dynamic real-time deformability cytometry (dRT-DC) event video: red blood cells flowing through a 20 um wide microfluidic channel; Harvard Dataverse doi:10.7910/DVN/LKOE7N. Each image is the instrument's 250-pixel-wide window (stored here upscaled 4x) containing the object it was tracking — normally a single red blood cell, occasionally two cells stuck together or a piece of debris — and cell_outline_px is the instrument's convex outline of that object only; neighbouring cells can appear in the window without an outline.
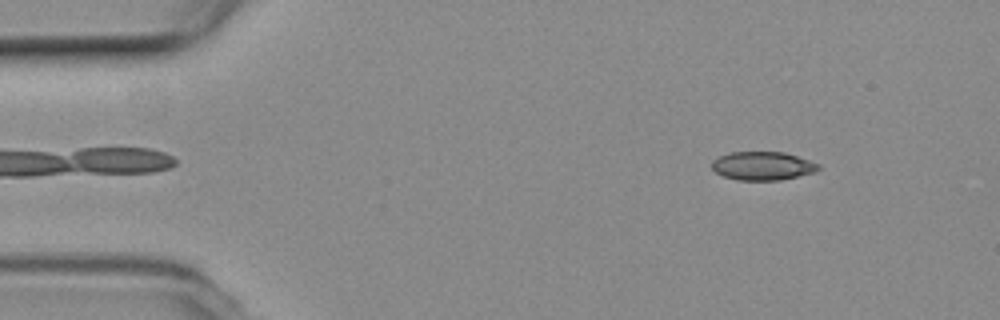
{"species": "common noctule bat (a hibernating species)", "species_latin": "Nyctalus noctula", "temperature_condition": "room temperature", "stored_images_in_passage": 45, "camera_frame_rate_fps": 3000, "um_per_image_px": 0.085, "animal": {"sex": "female", "body_mass_g": 19.3, "forearm_length_mm": 54.1}, "frame": {"image": 1, "passage_image": 6, "time_ms": 1.667, "image_size_px": [1000, 320], "cell_outline_px": [[820, 168], [812, 172], [780, 180], [736, 180], [724, 176], [716, 172], [712, 168], [712, 160], [728, 152], [784, 152], [820, 164]], "centroid_in_image_um": [64.78, 14.09], "position_along_channel_um": 20.2, "area_um2": 17.51}}
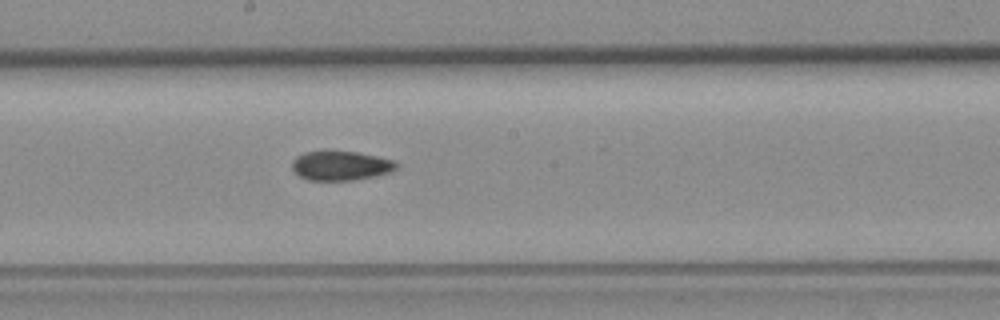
{"frame": {"image": 2, "passage_image": 28, "time_ms": 9.0, "image_size_px": [1000, 320], "cell_outline_px": [[396, 168], [388, 172], [376, 176], [352, 180], [308, 180], [300, 176], [292, 168], [292, 160], [296, 156], [304, 152], [328, 148], [356, 152], [376, 156], [392, 160], [396, 164]], "centroid_in_image_um": [28.88, 14.04], "position_along_channel_um": 219.3, "area_um2": 18.21}}
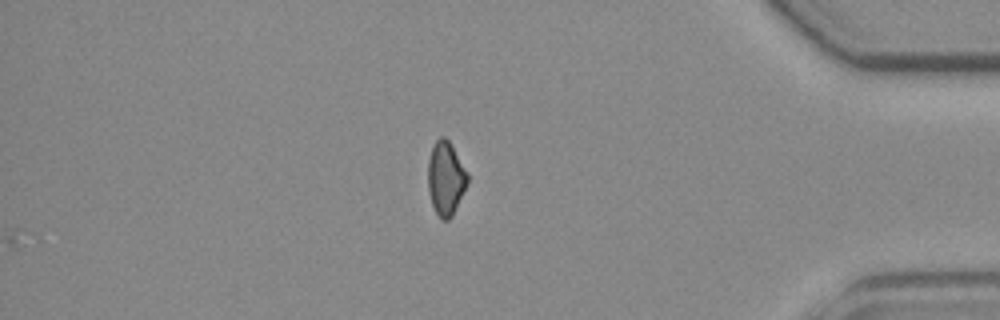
{"frame": {"image": 3, "passage_image": 45, "time_ms": 14.667, "image_size_px": [1000, 320], "cell_outline_px": [[468, 180], [452, 216], [448, 220], [444, 220], [436, 212], [432, 204], [428, 188], [428, 160], [432, 144], [440, 136], [444, 136], [452, 144], [468, 172]], "centroid_in_image_um": [37.88, 15.09], "position_along_channel_um": 397.3, "area_um2": 16.94}}